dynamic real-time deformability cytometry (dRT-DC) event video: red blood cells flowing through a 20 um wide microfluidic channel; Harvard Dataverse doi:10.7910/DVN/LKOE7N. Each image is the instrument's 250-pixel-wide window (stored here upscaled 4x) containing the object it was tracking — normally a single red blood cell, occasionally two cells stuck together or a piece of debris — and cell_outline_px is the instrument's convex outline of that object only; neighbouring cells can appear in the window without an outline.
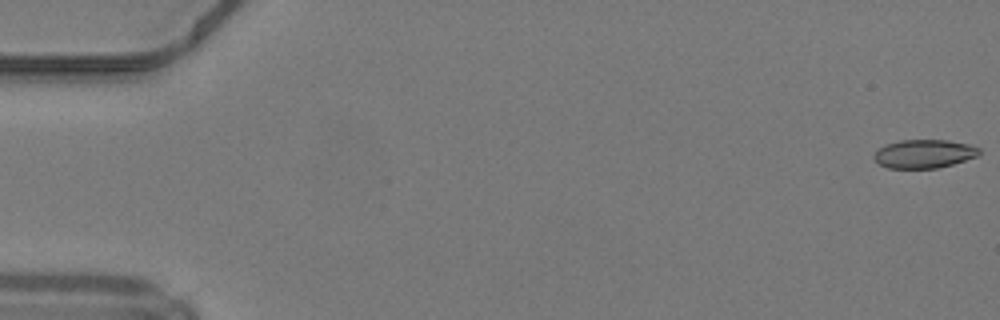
{"species": "common noctule bat (a hibernating species)", "species_latin": "Nyctalus noctula", "temperature_condition": "warm", "stored_images_in_passage": 49, "camera_frame_rate_fps": 3000, "um_per_image_px": 0.085, "animal": {"sex": "male", "body_mass_g": 19.2, "forearm_length_mm": 51.8}, "frame": {"image": 1, "passage_image": 1, "time_ms": 0.0, "image_size_px": [1000, 320], "cell_outline_px": [[980, 152], [976, 156], [952, 164], [936, 168], [888, 168], [880, 164], [872, 156], [884, 144], [900, 140], [948, 140], [968, 144], [980, 148]], "centroid_in_image_um": [78.53, 13.06], "position_along_channel_um": 6.5, "area_um2": 17.34}}
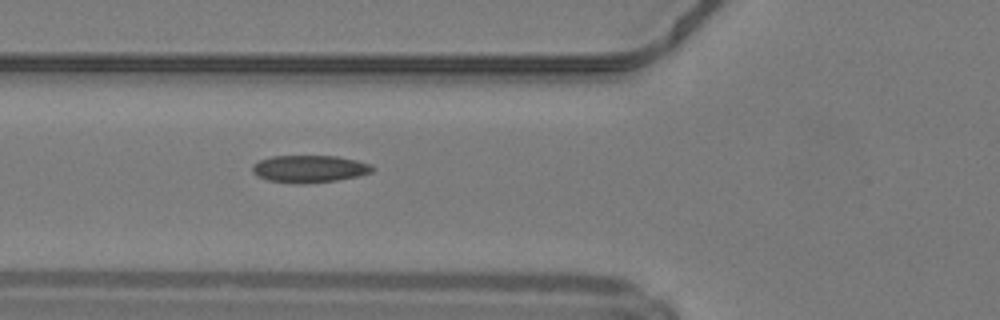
{"frame": {"image": 2, "passage_image": 19, "time_ms": 6.0, "image_size_px": [1000, 320], "cell_outline_px": [[376, 168], [372, 172], [356, 176], [336, 180], [304, 184], [300, 184], [268, 180], [256, 176], [252, 172], [252, 164], [260, 160], [272, 156], [336, 156], [356, 160], [368, 164]], "centroid_in_image_um": [26.26, 14.35], "position_along_channel_um": 99.5, "area_um2": 19.02}}
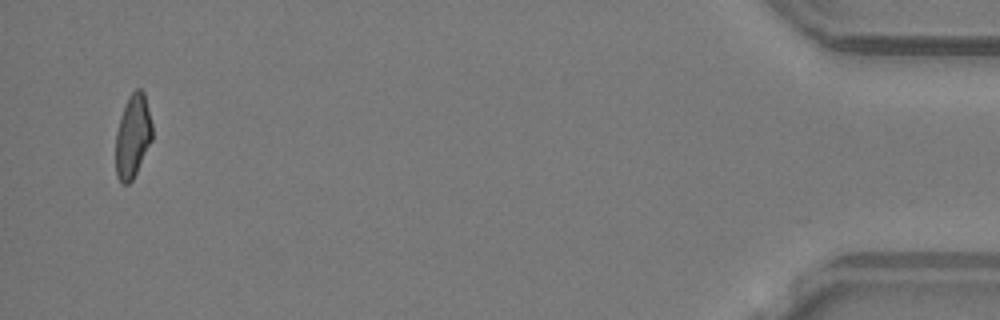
{"frame": {"image": 3, "passage_image": 48, "time_ms": 15.667, "image_size_px": [1000, 320], "cell_outline_px": [[152, 140], [132, 180], [128, 184], [120, 184], [116, 176], [116, 132], [120, 116], [128, 96], [136, 88], [140, 88], [144, 92], [152, 124]], "centroid_in_image_um": [11.27, 11.57], "position_along_channel_um": 423.9, "area_um2": 17.8}, "authors_computed_cell_mechanics": {"area_um2": 18.4382, "velocity_mm_per_s": 4.2416, "shape_relaxation_time_tau1_ms": null, "shape_relaxation_time_tau2_ms": 2.2668, "deformation_change_tau1": null, "deformation_change_tau2": 0.0849}}